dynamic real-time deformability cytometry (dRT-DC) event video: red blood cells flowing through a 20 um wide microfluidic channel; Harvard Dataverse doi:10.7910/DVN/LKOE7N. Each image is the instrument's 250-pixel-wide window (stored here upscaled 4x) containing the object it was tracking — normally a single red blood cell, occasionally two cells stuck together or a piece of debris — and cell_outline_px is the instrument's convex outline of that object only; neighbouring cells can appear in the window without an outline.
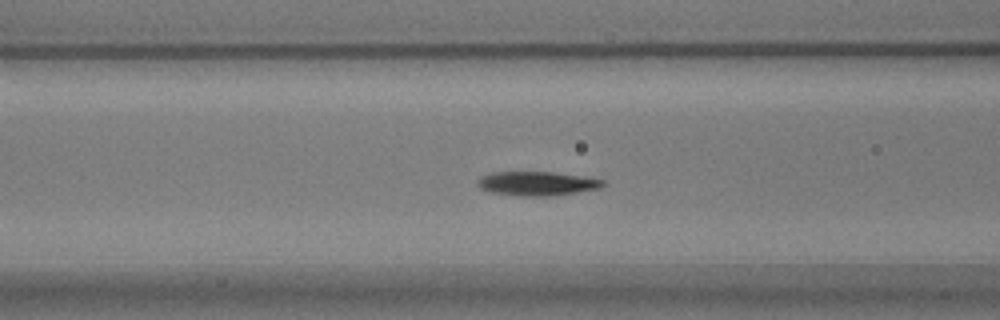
{"species": "common noctule bat (a hibernating species)", "species_latin": "Nyctalus noctula", "temperature_condition": "warm", "stored_images_in_passage": 56, "camera_frame_rate_fps": 3000, "um_per_image_px": 0.085, "animal": {"sex": "male", "body_mass_g": 17.9}, "frame": {"image": 1, "passage_image": 20, "time_ms": 6.333, "image_size_px": [1000, 320], "cell_outline_px": [[608, 184], [600, 188], [576, 192], [548, 196], [520, 196], [492, 192], [480, 188], [476, 184], [476, 180], [480, 176], [492, 172], [552, 172], [604, 180]], "centroid_in_image_um": [45.61, 15.6], "position_along_channel_um": 121.0, "area_um2": 17.51}}
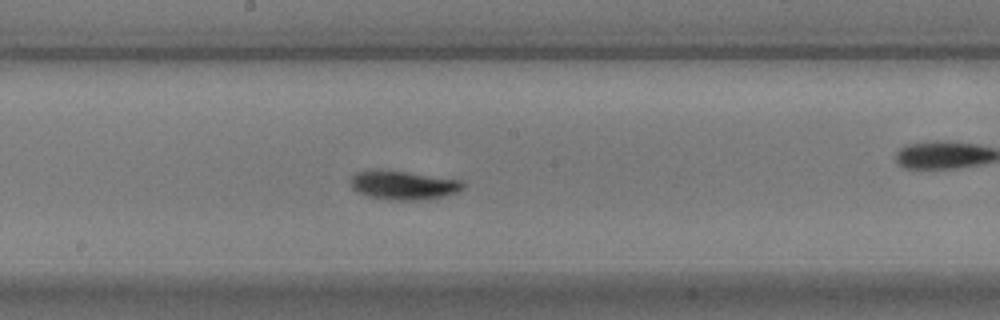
{"frame": {"image": 2, "passage_image": 28, "time_ms": 9.0, "image_size_px": [1000, 320], "cell_outline_px": [[464, 188], [456, 192], [444, 196], [416, 200], [388, 200], [368, 196], [356, 192], [352, 188], [348, 180], [356, 172], [376, 168], [380, 168], [464, 180]], "centroid_in_image_um": [34.23, 15.71], "position_along_channel_um": 214.0, "area_um2": 19.36}}
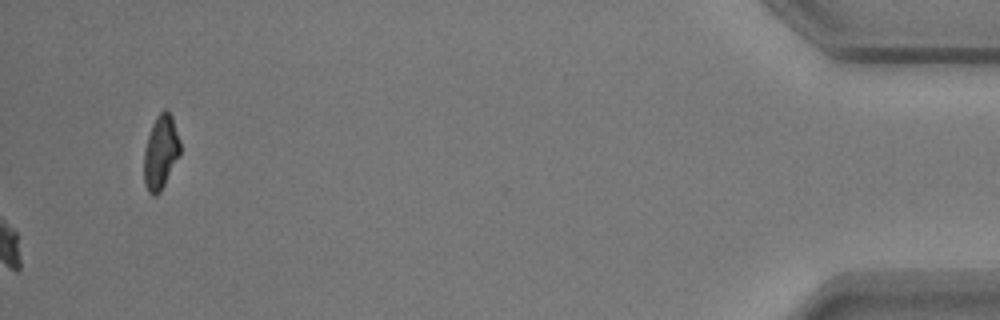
{"frame": {"image": 3, "passage_image": 56, "time_ms": 18.333, "image_size_px": [1000, 320], "cell_outline_px": [[180, 156], [160, 192], [156, 196], [152, 196], [148, 192], [144, 184], [144, 152], [148, 136], [152, 124], [156, 116], [164, 108], [172, 116], [180, 140]], "centroid_in_image_um": [13.66, 12.95], "position_along_channel_um": 421.5, "area_um2": 15.72}, "authors_computed_cell_mechanics": {"area_um2": 17.3111, "velocity_mm_per_s": 3.4977, "shape_relaxation_time_tau1_ms": 2.1154, "shape_relaxation_time_tau2_ms": null, "deformation_change_tau1": 0.1522, "deformation_change_tau2": null}}